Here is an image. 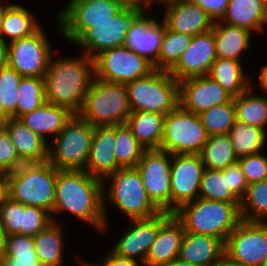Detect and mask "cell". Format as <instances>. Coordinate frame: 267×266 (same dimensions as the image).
Here are the masks:
<instances>
[{
  "instance_id": "cell-1",
  "label": "cell",
  "mask_w": 267,
  "mask_h": 266,
  "mask_svg": "<svg viewBox=\"0 0 267 266\" xmlns=\"http://www.w3.org/2000/svg\"><path fill=\"white\" fill-rule=\"evenodd\" d=\"M65 214L77 217L79 222L84 221L102 233L106 225L102 180L85 170H58L52 221L61 223L56 217L60 219Z\"/></svg>"
},
{
  "instance_id": "cell-2",
  "label": "cell",
  "mask_w": 267,
  "mask_h": 266,
  "mask_svg": "<svg viewBox=\"0 0 267 266\" xmlns=\"http://www.w3.org/2000/svg\"><path fill=\"white\" fill-rule=\"evenodd\" d=\"M50 59L44 75L46 102L77 114L94 78L93 58L84 53Z\"/></svg>"
},
{
  "instance_id": "cell-3",
  "label": "cell",
  "mask_w": 267,
  "mask_h": 266,
  "mask_svg": "<svg viewBox=\"0 0 267 266\" xmlns=\"http://www.w3.org/2000/svg\"><path fill=\"white\" fill-rule=\"evenodd\" d=\"M102 183L106 224L102 234L107 232L110 226L108 204L115 205L127 220L150 218L161 212L149 199L136 168H120L107 176Z\"/></svg>"
},
{
  "instance_id": "cell-4",
  "label": "cell",
  "mask_w": 267,
  "mask_h": 266,
  "mask_svg": "<svg viewBox=\"0 0 267 266\" xmlns=\"http://www.w3.org/2000/svg\"><path fill=\"white\" fill-rule=\"evenodd\" d=\"M240 203L197 198L173 212L185 232L214 236L225 243L241 220Z\"/></svg>"
},
{
  "instance_id": "cell-5",
  "label": "cell",
  "mask_w": 267,
  "mask_h": 266,
  "mask_svg": "<svg viewBox=\"0 0 267 266\" xmlns=\"http://www.w3.org/2000/svg\"><path fill=\"white\" fill-rule=\"evenodd\" d=\"M58 169L48 161L24 163L6 173L7 196L23 205L37 206L52 213Z\"/></svg>"
},
{
  "instance_id": "cell-6",
  "label": "cell",
  "mask_w": 267,
  "mask_h": 266,
  "mask_svg": "<svg viewBox=\"0 0 267 266\" xmlns=\"http://www.w3.org/2000/svg\"><path fill=\"white\" fill-rule=\"evenodd\" d=\"M131 114L125 84L93 78L77 115L92 126L126 124Z\"/></svg>"
},
{
  "instance_id": "cell-7",
  "label": "cell",
  "mask_w": 267,
  "mask_h": 266,
  "mask_svg": "<svg viewBox=\"0 0 267 266\" xmlns=\"http://www.w3.org/2000/svg\"><path fill=\"white\" fill-rule=\"evenodd\" d=\"M125 85L131 112L167 115L179 105V82L168 71L154 69Z\"/></svg>"
},
{
  "instance_id": "cell-8",
  "label": "cell",
  "mask_w": 267,
  "mask_h": 266,
  "mask_svg": "<svg viewBox=\"0 0 267 266\" xmlns=\"http://www.w3.org/2000/svg\"><path fill=\"white\" fill-rule=\"evenodd\" d=\"M94 126L74 114L49 142L48 162L58 170H85Z\"/></svg>"
},
{
  "instance_id": "cell-9",
  "label": "cell",
  "mask_w": 267,
  "mask_h": 266,
  "mask_svg": "<svg viewBox=\"0 0 267 266\" xmlns=\"http://www.w3.org/2000/svg\"><path fill=\"white\" fill-rule=\"evenodd\" d=\"M57 13V33L75 44L95 24L108 21L122 7L113 0H69Z\"/></svg>"
},
{
  "instance_id": "cell-10",
  "label": "cell",
  "mask_w": 267,
  "mask_h": 266,
  "mask_svg": "<svg viewBox=\"0 0 267 266\" xmlns=\"http://www.w3.org/2000/svg\"><path fill=\"white\" fill-rule=\"evenodd\" d=\"M208 137L199 115L178 105L165 115L160 150L171 155L200 154Z\"/></svg>"
},
{
  "instance_id": "cell-11",
  "label": "cell",
  "mask_w": 267,
  "mask_h": 266,
  "mask_svg": "<svg viewBox=\"0 0 267 266\" xmlns=\"http://www.w3.org/2000/svg\"><path fill=\"white\" fill-rule=\"evenodd\" d=\"M94 77L126 84L150 74L155 68L146 58L126 46L107 49L93 58Z\"/></svg>"
},
{
  "instance_id": "cell-12",
  "label": "cell",
  "mask_w": 267,
  "mask_h": 266,
  "mask_svg": "<svg viewBox=\"0 0 267 266\" xmlns=\"http://www.w3.org/2000/svg\"><path fill=\"white\" fill-rule=\"evenodd\" d=\"M171 166L172 155L160 149L145 150L135 166L149 199L160 211L170 213Z\"/></svg>"
},
{
  "instance_id": "cell-13",
  "label": "cell",
  "mask_w": 267,
  "mask_h": 266,
  "mask_svg": "<svg viewBox=\"0 0 267 266\" xmlns=\"http://www.w3.org/2000/svg\"><path fill=\"white\" fill-rule=\"evenodd\" d=\"M51 46L41 26L32 35L8 43V65L23 77L43 78L53 56Z\"/></svg>"
},
{
  "instance_id": "cell-14",
  "label": "cell",
  "mask_w": 267,
  "mask_h": 266,
  "mask_svg": "<svg viewBox=\"0 0 267 266\" xmlns=\"http://www.w3.org/2000/svg\"><path fill=\"white\" fill-rule=\"evenodd\" d=\"M224 252L246 266H260L267 258V222L241 219L226 239Z\"/></svg>"
},
{
  "instance_id": "cell-15",
  "label": "cell",
  "mask_w": 267,
  "mask_h": 266,
  "mask_svg": "<svg viewBox=\"0 0 267 266\" xmlns=\"http://www.w3.org/2000/svg\"><path fill=\"white\" fill-rule=\"evenodd\" d=\"M139 13L122 8L110 20L95 24L74 45L92 58L104 50L124 46L130 24Z\"/></svg>"
},
{
  "instance_id": "cell-16",
  "label": "cell",
  "mask_w": 267,
  "mask_h": 266,
  "mask_svg": "<svg viewBox=\"0 0 267 266\" xmlns=\"http://www.w3.org/2000/svg\"><path fill=\"white\" fill-rule=\"evenodd\" d=\"M172 214L161 211L150 218L128 220L130 223H127L123 235L111 250L119 256L135 259L144 266L145 258L157 238L161 225Z\"/></svg>"
},
{
  "instance_id": "cell-17",
  "label": "cell",
  "mask_w": 267,
  "mask_h": 266,
  "mask_svg": "<svg viewBox=\"0 0 267 266\" xmlns=\"http://www.w3.org/2000/svg\"><path fill=\"white\" fill-rule=\"evenodd\" d=\"M205 166L200 154L172 155L171 213L180 206L199 198Z\"/></svg>"
},
{
  "instance_id": "cell-18",
  "label": "cell",
  "mask_w": 267,
  "mask_h": 266,
  "mask_svg": "<svg viewBox=\"0 0 267 266\" xmlns=\"http://www.w3.org/2000/svg\"><path fill=\"white\" fill-rule=\"evenodd\" d=\"M232 99L233 97L209 75L179 82V105L197 115Z\"/></svg>"
},
{
  "instance_id": "cell-19",
  "label": "cell",
  "mask_w": 267,
  "mask_h": 266,
  "mask_svg": "<svg viewBox=\"0 0 267 266\" xmlns=\"http://www.w3.org/2000/svg\"><path fill=\"white\" fill-rule=\"evenodd\" d=\"M217 59L213 31L194 35L190 46L177 63L168 71L178 82L208 75L212 63Z\"/></svg>"
},
{
  "instance_id": "cell-20",
  "label": "cell",
  "mask_w": 267,
  "mask_h": 266,
  "mask_svg": "<svg viewBox=\"0 0 267 266\" xmlns=\"http://www.w3.org/2000/svg\"><path fill=\"white\" fill-rule=\"evenodd\" d=\"M150 12H140L132 20L124 46L154 65L158 59L166 25Z\"/></svg>"
},
{
  "instance_id": "cell-21",
  "label": "cell",
  "mask_w": 267,
  "mask_h": 266,
  "mask_svg": "<svg viewBox=\"0 0 267 266\" xmlns=\"http://www.w3.org/2000/svg\"><path fill=\"white\" fill-rule=\"evenodd\" d=\"M161 20L170 31L194 36L212 30L214 22L208 14L189 0L175 1L163 5Z\"/></svg>"
},
{
  "instance_id": "cell-22",
  "label": "cell",
  "mask_w": 267,
  "mask_h": 266,
  "mask_svg": "<svg viewBox=\"0 0 267 266\" xmlns=\"http://www.w3.org/2000/svg\"><path fill=\"white\" fill-rule=\"evenodd\" d=\"M115 143V125L94 126L85 171L103 181L120 169L115 157Z\"/></svg>"
},
{
  "instance_id": "cell-23",
  "label": "cell",
  "mask_w": 267,
  "mask_h": 266,
  "mask_svg": "<svg viewBox=\"0 0 267 266\" xmlns=\"http://www.w3.org/2000/svg\"><path fill=\"white\" fill-rule=\"evenodd\" d=\"M185 230L182 223L172 214L160 227L144 261V266H161L179 256Z\"/></svg>"
},
{
  "instance_id": "cell-24",
  "label": "cell",
  "mask_w": 267,
  "mask_h": 266,
  "mask_svg": "<svg viewBox=\"0 0 267 266\" xmlns=\"http://www.w3.org/2000/svg\"><path fill=\"white\" fill-rule=\"evenodd\" d=\"M73 115L68 108L45 102L19 119L49 144V140L54 139Z\"/></svg>"
},
{
  "instance_id": "cell-25",
  "label": "cell",
  "mask_w": 267,
  "mask_h": 266,
  "mask_svg": "<svg viewBox=\"0 0 267 266\" xmlns=\"http://www.w3.org/2000/svg\"><path fill=\"white\" fill-rule=\"evenodd\" d=\"M8 131L12 143L24 163L48 161L49 144L17 118H8L1 123Z\"/></svg>"
},
{
  "instance_id": "cell-26",
  "label": "cell",
  "mask_w": 267,
  "mask_h": 266,
  "mask_svg": "<svg viewBox=\"0 0 267 266\" xmlns=\"http://www.w3.org/2000/svg\"><path fill=\"white\" fill-rule=\"evenodd\" d=\"M224 253V243L211 235L185 232L178 258L195 266H212Z\"/></svg>"
},
{
  "instance_id": "cell-27",
  "label": "cell",
  "mask_w": 267,
  "mask_h": 266,
  "mask_svg": "<svg viewBox=\"0 0 267 266\" xmlns=\"http://www.w3.org/2000/svg\"><path fill=\"white\" fill-rule=\"evenodd\" d=\"M267 18V0H229L221 22L262 34Z\"/></svg>"
},
{
  "instance_id": "cell-28",
  "label": "cell",
  "mask_w": 267,
  "mask_h": 266,
  "mask_svg": "<svg viewBox=\"0 0 267 266\" xmlns=\"http://www.w3.org/2000/svg\"><path fill=\"white\" fill-rule=\"evenodd\" d=\"M212 31L217 58L234 59L241 62L242 57L251 49L252 43L250 42L253 33L245 28L216 21Z\"/></svg>"
},
{
  "instance_id": "cell-29",
  "label": "cell",
  "mask_w": 267,
  "mask_h": 266,
  "mask_svg": "<svg viewBox=\"0 0 267 266\" xmlns=\"http://www.w3.org/2000/svg\"><path fill=\"white\" fill-rule=\"evenodd\" d=\"M64 224L51 222L34 236V247L42 266H64L66 243Z\"/></svg>"
},
{
  "instance_id": "cell-30",
  "label": "cell",
  "mask_w": 267,
  "mask_h": 266,
  "mask_svg": "<svg viewBox=\"0 0 267 266\" xmlns=\"http://www.w3.org/2000/svg\"><path fill=\"white\" fill-rule=\"evenodd\" d=\"M242 64L243 62L234 59L217 58L208 75L234 98L253 85V77L246 74Z\"/></svg>"
},
{
  "instance_id": "cell-31",
  "label": "cell",
  "mask_w": 267,
  "mask_h": 266,
  "mask_svg": "<svg viewBox=\"0 0 267 266\" xmlns=\"http://www.w3.org/2000/svg\"><path fill=\"white\" fill-rule=\"evenodd\" d=\"M165 115L156 112H131L126 125L145 150L160 149Z\"/></svg>"
},
{
  "instance_id": "cell-32",
  "label": "cell",
  "mask_w": 267,
  "mask_h": 266,
  "mask_svg": "<svg viewBox=\"0 0 267 266\" xmlns=\"http://www.w3.org/2000/svg\"><path fill=\"white\" fill-rule=\"evenodd\" d=\"M40 24L41 22H38V19H36L35 15L27 7L19 3H12L7 8L1 23L0 38L8 44L32 35L41 27Z\"/></svg>"
},
{
  "instance_id": "cell-33",
  "label": "cell",
  "mask_w": 267,
  "mask_h": 266,
  "mask_svg": "<svg viewBox=\"0 0 267 266\" xmlns=\"http://www.w3.org/2000/svg\"><path fill=\"white\" fill-rule=\"evenodd\" d=\"M256 91L252 85L248 90L233 98L236 120L267 131V96L261 93L257 95Z\"/></svg>"
},
{
  "instance_id": "cell-34",
  "label": "cell",
  "mask_w": 267,
  "mask_h": 266,
  "mask_svg": "<svg viewBox=\"0 0 267 266\" xmlns=\"http://www.w3.org/2000/svg\"><path fill=\"white\" fill-rule=\"evenodd\" d=\"M229 137L237 158L266 151L267 131L263 128L250 126L238 120L233 124Z\"/></svg>"
},
{
  "instance_id": "cell-35",
  "label": "cell",
  "mask_w": 267,
  "mask_h": 266,
  "mask_svg": "<svg viewBox=\"0 0 267 266\" xmlns=\"http://www.w3.org/2000/svg\"><path fill=\"white\" fill-rule=\"evenodd\" d=\"M0 266H42L35 251L34 237L7 235Z\"/></svg>"
},
{
  "instance_id": "cell-36",
  "label": "cell",
  "mask_w": 267,
  "mask_h": 266,
  "mask_svg": "<svg viewBox=\"0 0 267 266\" xmlns=\"http://www.w3.org/2000/svg\"><path fill=\"white\" fill-rule=\"evenodd\" d=\"M205 168L223 170L238 161L229 134L211 135L200 152Z\"/></svg>"
},
{
  "instance_id": "cell-37",
  "label": "cell",
  "mask_w": 267,
  "mask_h": 266,
  "mask_svg": "<svg viewBox=\"0 0 267 266\" xmlns=\"http://www.w3.org/2000/svg\"><path fill=\"white\" fill-rule=\"evenodd\" d=\"M239 210L243 220L267 222V179L248 184Z\"/></svg>"
},
{
  "instance_id": "cell-38",
  "label": "cell",
  "mask_w": 267,
  "mask_h": 266,
  "mask_svg": "<svg viewBox=\"0 0 267 266\" xmlns=\"http://www.w3.org/2000/svg\"><path fill=\"white\" fill-rule=\"evenodd\" d=\"M115 157L121 168H135L145 149L126 124L115 125Z\"/></svg>"
},
{
  "instance_id": "cell-39",
  "label": "cell",
  "mask_w": 267,
  "mask_h": 266,
  "mask_svg": "<svg viewBox=\"0 0 267 266\" xmlns=\"http://www.w3.org/2000/svg\"><path fill=\"white\" fill-rule=\"evenodd\" d=\"M193 36L165 28L155 69L169 71L190 46Z\"/></svg>"
},
{
  "instance_id": "cell-40",
  "label": "cell",
  "mask_w": 267,
  "mask_h": 266,
  "mask_svg": "<svg viewBox=\"0 0 267 266\" xmlns=\"http://www.w3.org/2000/svg\"><path fill=\"white\" fill-rule=\"evenodd\" d=\"M46 102L45 82L41 77H22L17 93V119Z\"/></svg>"
},
{
  "instance_id": "cell-41",
  "label": "cell",
  "mask_w": 267,
  "mask_h": 266,
  "mask_svg": "<svg viewBox=\"0 0 267 266\" xmlns=\"http://www.w3.org/2000/svg\"><path fill=\"white\" fill-rule=\"evenodd\" d=\"M209 136L229 134L236 121L234 100L214 106L199 114Z\"/></svg>"
},
{
  "instance_id": "cell-42",
  "label": "cell",
  "mask_w": 267,
  "mask_h": 266,
  "mask_svg": "<svg viewBox=\"0 0 267 266\" xmlns=\"http://www.w3.org/2000/svg\"><path fill=\"white\" fill-rule=\"evenodd\" d=\"M199 198L226 203H240V200L227 188L223 170L207 168H205L201 178Z\"/></svg>"
},
{
  "instance_id": "cell-43",
  "label": "cell",
  "mask_w": 267,
  "mask_h": 266,
  "mask_svg": "<svg viewBox=\"0 0 267 266\" xmlns=\"http://www.w3.org/2000/svg\"><path fill=\"white\" fill-rule=\"evenodd\" d=\"M23 76L9 65L0 69V96L3 104V122L17 118V93Z\"/></svg>"
},
{
  "instance_id": "cell-44",
  "label": "cell",
  "mask_w": 267,
  "mask_h": 266,
  "mask_svg": "<svg viewBox=\"0 0 267 266\" xmlns=\"http://www.w3.org/2000/svg\"><path fill=\"white\" fill-rule=\"evenodd\" d=\"M52 222L51 214L37 206L24 205L20 235L36 236Z\"/></svg>"
},
{
  "instance_id": "cell-45",
  "label": "cell",
  "mask_w": 267,
  "mask_h": 266,
  "mask_svg": "<svg viewBox=\"0 0 267 266\" xmlns=\"http://www.w3.org/2000/svg\"><path fill=\"white\" fill-rule=\"evenodd\" d=\"M22 212H24L22 203L11 200L8 196L4 199L0 207V224L6 236L20 234Z\"/></svg>"
},
{
  "instance_id": "cell-46",
  "label": "cell",
  "mask_w": 267,
  "mask_h": 266,
  "mask_svg": "<svg viewBox=\"0 0 267 266\" xmlns=\"http://www.w3.org/2000/svg\"><path fill=\"white\" fill-rule=\"evenodd\" d=\"M264 151L238 158L248 184L267 179V155Z\"/></svg>"
},
{
  "instance_id": "cell-47",
  "label": "cell",
  "mask_w": 267,
  "mask_h": 266,
  "mask_svg": "<svg viewBox=\"0 0 267 266\" xmlns=\"http://www.w3.org/2000/svg\"><path fill=\"white\" fill-rule=\"evenodd\" d=\"M22 164L24 162L20 159L7 129L0 123V172L15 171Z\"/></svg>"
},
{
  "instance_id": "cell-48",
  "label": "cell",
  "mask_w": 267,
  "mask_h": 266,
  "mask_svg": "<svg viewBox=\"0 0 267 266\" xmlns=\"http://www.w3.org/2000/svg\"><path fill=\"white\" fill-rule=\"evenodd\" d=\"M223 177H226L227 188L241 200L246 193L248 183L239 163L235 162L223 169Z\"/></svg>"
},
{
  "instance_id": "cell-49",
  "label": "cell",
  "mask_w": 267,
  "mask_h": 266,
  "mask_svg": "<svg viewBox=\"0 0 267 266\" xmlns=\"http://www.w3.org/2000/svg\"><path fill=\"white\" fill-rule=\"evenodd\" d=\"M203 9L213 22L220 21L226 13L229 0H189Z\"/></svg>"
},
{
  "instance_id": "cell-50",
  "label": "cell",
  "mask_w": 267,
  "mask_h": 266,
  "mask_svg": "<svg viewBox=\"0 0 267 266\" xmlns=\"http://www.w3.org/2000/svg\"><path fill=\"white\" fill-rule=\"evenodd\" d=\"M104 256H101L98 263H94L96 266H143L142 263L135 259L126 258L115 254L111 249L106 251Z\"/></svg>"
},
{
  "instance_id": "cell-51",
  "label": "cell",
  "mask_w": 267,
  "mask_h": 266,
  "mask_svg": "<svg viewBox=\"0 0 267 266\" xmlns=\"http://www.w3.org/2000/svg\"><path fill=\"white\" fill-rule=\"evenodd\" d=\"M122 8H131L139 12H147L152 9L154 5L152 0H113Z\"/></svg>"
},
{
  "instance_id": "cell-52",
  "label": "cell",
  "mask_w": 267,
  "mask_h": 266,
  "mask_svg": "<svg viewBox=\"0 0 267 266\" xmlns=\"http://www.w3.org/2000/svg\"><path fill=\"white\" fill-rule=\"evenodd\" d=\"M258 74H259L258 78H257L258 80H256V81L254 80V82L257 85L253 82V84H254L253 86L255 88H258V86H259L258 89H260L262 91V94L267 96V65H265L263 67L261 66L260 72Z\"/></svg>"
},
{
  "instance_id": "cell-53",
  "label": "cell",
  "mask_w": 267,
  "mask_h": 266,
  "mask_svg": "<svg viewBox=\"0 0 267 266\" xmlns=\"http://www.w3.org/2000/svg\"><path fill=\"white\" fill-rule=\"evenodd\" d=\"M212 266H246V265H244L241 262L235 261L224 252Z\"/></svg>"
},
{
  "instance_id": "cell-54",
  "label": "cell",
  "mask_w": 267,
  "mask_h": 266,
  "mask_svg": "<svg viewBox=\"0 0 267 266\" xmlns=\"http://www.w3.org/2000/svg\"><path fill=\"white\" fill-rule=\"evenodd\" d=\"M8 65V44L0 38V69Z\"/></svg>"
},
{
  "instance_id": "cell-55",
  "label": "cell",
  "mask_w": 267,
  "mask_h": 266,
  "mask_svg": "<svg viewBox=\"0 0 267 266\" xmlns=\"http://www.w3.org/2000/svg\"><path fill=\"white\" fill-rule=\"evenodd\" d=\"M6 197H7L6 173L0 172V207Z\"/></svg>"
},
{
  "instance_id": "cell-56",
  "label": "cell",
  "mask_w": 267,
  "mask_h": 266,
  "mask_svg": "<svg viewBox=\"0 0 267 266\" xmlns=\"http://www.w3.org/2000/svg\"><path fill=\"white\" fill-rule=\"evenodd\" d=\"M161 266H195L190 262L181 260L180 258H176L175 260L171 261L170 263L161 265Z\"/></svg>"
},
{
  "instance_id": "cell-57",
  "label": "cell",
  "mask_w": 267,
  "mask_h": 266,
  "mask_svg": "<svg viewBox=\"0 0 267 266\" xmlns=\"http://www.w3.org/2000/svg\"><path fill=\"white\" fill-rule=\"evenodd\" d=\"M5 232L1 227L0 224V261L2 260L3 256H4V245H5Z\"/></svg>"
},
{
  "instance_id": "cell-58",
  "label": "cell",
  "mask_w": 267,
  "mask_h": 266,
  "mask_svg": "<svg viewBox=\"0 0 267 266\" xmlns=\"http://www.w3.org/2000/svg\"><path fill=\"white\" fill-rule=\"evenodd\" d=\"M12 3H10L9 2V4L8 3H2L1 1H0V26H1V23H2V21H3V18H4V15H5V13H6V11H7V8L11 5Z\"/></svg>"
},
{
  "instance_id": "cell-59",
  "label": "cell",
  "mask_w": 267,
  "mask_h": 266,
  "mask_svg": "<svg viewBox=\"0 0 267 266\" xmlns=\"http://www.w3.org/2000/svg\"><path fill=\"white\" fill-rule=\"evenodd\" d=\"M153 1V5L155 6V3H157V5H165V4H168V3H171V2H175V1H181V0H152Z\"/></svg>"
},
{
  "instance_id": "cell-60",
  "label": "cell",
  "mask_w": 267,
  "mask_h": 266,
  "mask_svg": "<svg viewBox=\"0 0 267 266\" xmlns=\"http://www.w3.org/2000/svg\"><path fill=\"white\" fill-rule=\"evenodd\" d=\"M79 266H96L95 264H94V261L91 263L90 261H89V263H88V261L86 260V261H83V262H79Z\"/></svg>"
},
{
  "instance_id": "cell-61",
  "label": "cell",
  "mask_w": 267,
  "mask_h": 266,
  "mask_svg": "<svg viewBox=\"0 0 267 266\" xmlns=\"http://www.w3.org/2000/svg\"><path fill=\"white\" fill-rule=\"evenodd\" d=\"M3 122V104H1V96H0V123Z\"/></svg>"
},
{
  "instance_id": "cell-62",
  "label": "cell",
  "mask_w": 267,
  "mask_h": 266,
  "mask_svg": "<svg viewBox=\"0 0 267 266\" xmlns=\"http://www.w3.org/2000/svg\"><path fill=\"white\" fill-rule=\"evenodd\" d=\"M260 266H267V258L264 260V262Z\"/></svg>"
}]
</instances>
